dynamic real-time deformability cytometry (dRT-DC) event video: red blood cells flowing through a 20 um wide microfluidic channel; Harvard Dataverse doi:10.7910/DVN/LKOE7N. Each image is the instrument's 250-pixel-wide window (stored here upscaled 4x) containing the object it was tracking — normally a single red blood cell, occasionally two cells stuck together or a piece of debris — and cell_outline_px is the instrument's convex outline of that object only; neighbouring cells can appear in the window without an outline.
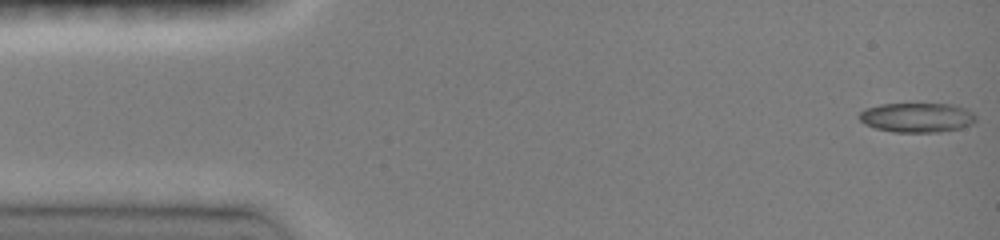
{"species": "common noctule bat (a hibernating species)", "species_latin": "Nyctalus noctula", "temperature_condition": "room temperature", "stored_images_in_passage": 21, "camera_frame_rate_fps": 3000, "um_per_image_px": 0.085, "animal": {"sex": "female", "body_mass_g": 19.0, "forearm_length_mm": 51.5}, "frame": {"image": 1, "passage_image": 1, "time_ms": 0.0, "image_size_px": [1000, 240], "cell_outline_px": [[976, 120], [972, 124], [960, 128], [940, 132], [892, 132], [876, 128], [864, 124], [856, 116], [864, 108], [880, 104], [952, 104], [964, 108], [972, 112], [976, 116]], "centroid_in_image_um": [77.91, 9.99], "position_along_channel_um": 7.1, "area_um2": 20.23}}